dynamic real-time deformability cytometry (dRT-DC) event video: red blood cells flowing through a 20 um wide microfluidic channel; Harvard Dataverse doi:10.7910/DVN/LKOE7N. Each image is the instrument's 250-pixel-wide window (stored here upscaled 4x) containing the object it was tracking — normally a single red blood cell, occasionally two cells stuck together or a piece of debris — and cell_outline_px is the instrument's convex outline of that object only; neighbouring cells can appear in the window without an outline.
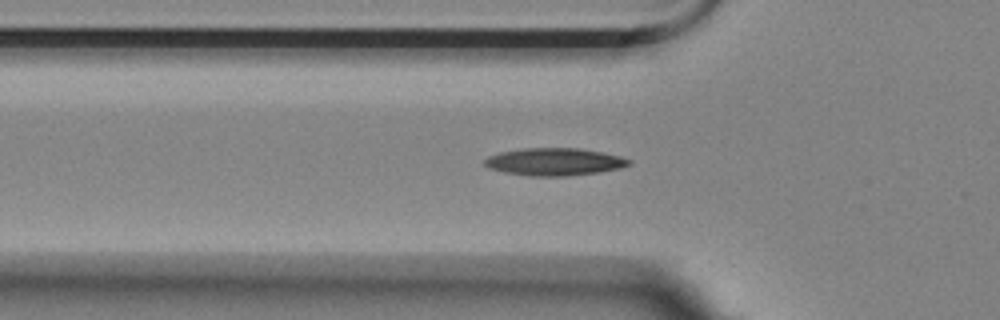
{"species": "Egyptian fruit bat (a non-hibernating species)", "species_latin": "Rousettus aegyptiacus", "temperature_condition": "room temperature", "stored_images_in_passage": 33, "camera_frame_rate_fps": 3000, "um_per_image_px": 0.085, "animal": {"sex": "female"}, "frame": {"image": 1, "passage_image": 2, "time_ms": 0.333, "image_size_px": [1000, 320], "cell_outline_px": [[632, 164], [620, 168], [596, 172], [564, 176], [532, 176], [504, 172], [492, 168], [484, 164], [484, 160], [488, 156], [500, 152], [520, 148], [580, 148], [620, 156], [632, 160]], "centroid_in_image_um": [47.13, 13.74], "position_along_channel_um": 78.7, "area_um2": 22.95}}
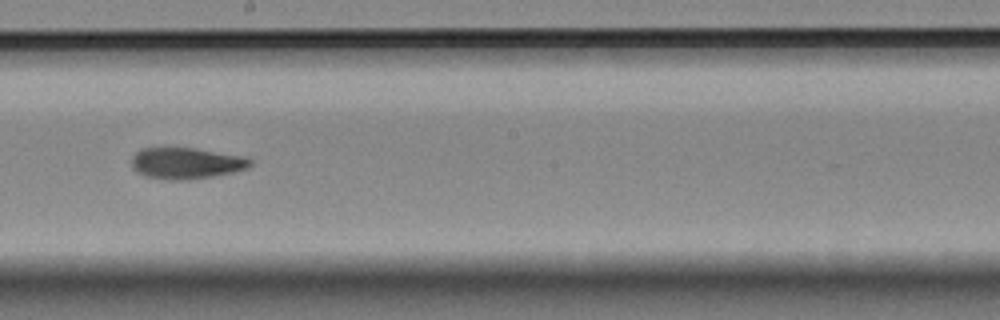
{"frame": {"image": 2, "passage_image": 15, "time_ms": 4.667, "image_size_px": [1000, 320], "cell_outline_px": [[252, 164], [248, 168], [232, 172], [212, 176], [188, 180], [168, 180], [144, 176], [136, 172], [132, 168], [132, 156], [140, 148], [196, 148], [240, 156], [252, 160]], "centroid_in_image_um": [15.78, 13.88], "position_along_channel_um": 232.4, "area_um2": 21.62}}
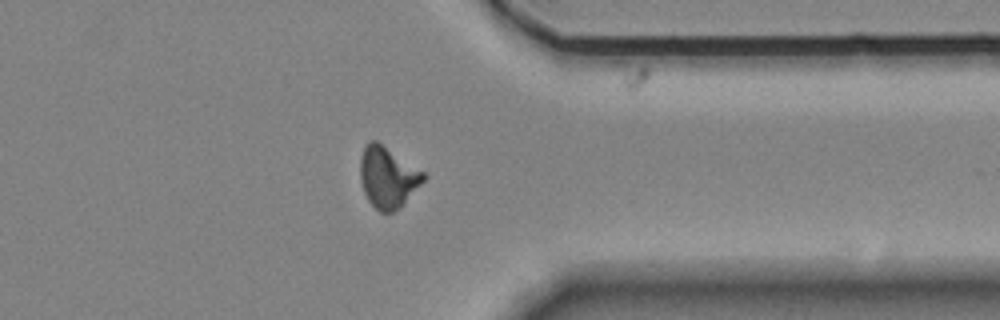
{"frame": {"image": 3, "passage_image": 28, "time_ms": 9.0, "image_size_px": [1000, 320], "cell_outline_px": [[428, 176], [400, 208], [392, 212], [380, 212], [368, 200], [364, 192], [360, 180], [360, 156], [364, 144], [368, 140], [376, 140], [424, 172]], "centroid_in_image_um": [32.94, 15.05], "position_along_channel_um": 378.5, "area_um2": 22.6}}